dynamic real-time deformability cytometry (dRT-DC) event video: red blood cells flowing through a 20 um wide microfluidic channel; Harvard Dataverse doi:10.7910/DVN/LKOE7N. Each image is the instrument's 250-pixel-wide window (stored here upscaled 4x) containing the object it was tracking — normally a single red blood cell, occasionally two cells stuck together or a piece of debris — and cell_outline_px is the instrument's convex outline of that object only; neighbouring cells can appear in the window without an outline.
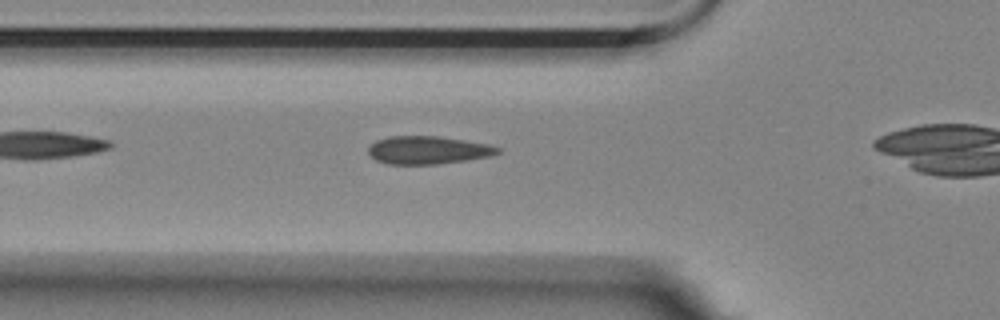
{"species": "Egyptian fruit bat (a non-hibernating species)", "species_latin": "Rousettus aegyptiacus", "temperature_condition": "room temperature", "stored_images_in_passage": 29, "camera_frame_rate_fps": 3000, "um_per_image_px": 0.085, "animal": {"sex": "female"}, "frame": {"image": 1, "passage_image": 3, "time_ms": 0.667, "image_size_px": [1000, 320], "cell_outline_px": [[500, 152], [492, 156], [468, 160], [436, 164], [388, 164], [376, 160], [368, 152], [368, 148], [376, 140], [388, 136], [440, 136], [488, 144], [500, 148]], "centroid_in_image_um": [36.39, 12.75], "position_along_channel_um": 89.4, "area_um2": 21.1}}
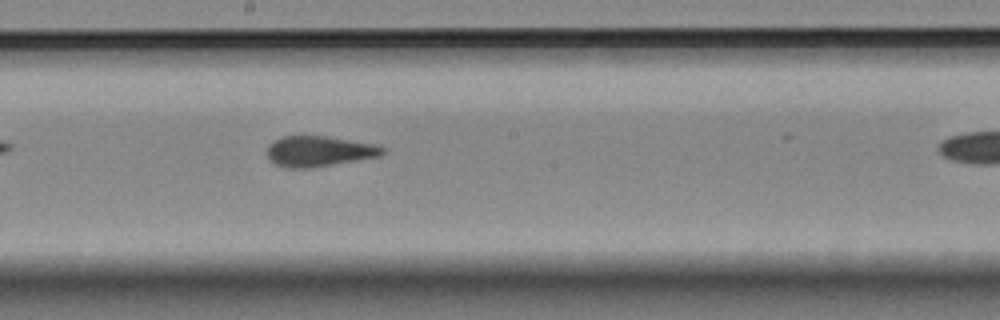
{"frame": {"image": 2, "passage_image": 14, "time_ms": 4.333, "image_size_px": [1000, 320], "cell_outline_px": [[388, 152], [380, 156], [312, 168], [288, 168], [276, 164], [268, 156], [268, 144], [272, 140], [284, 136], [328, 136], [372, 144], [384, 148]], "centroid_in_image_um": [27.12, 12.85], "position_along_channel_um": 221.1, "area_um2": 20.46}}
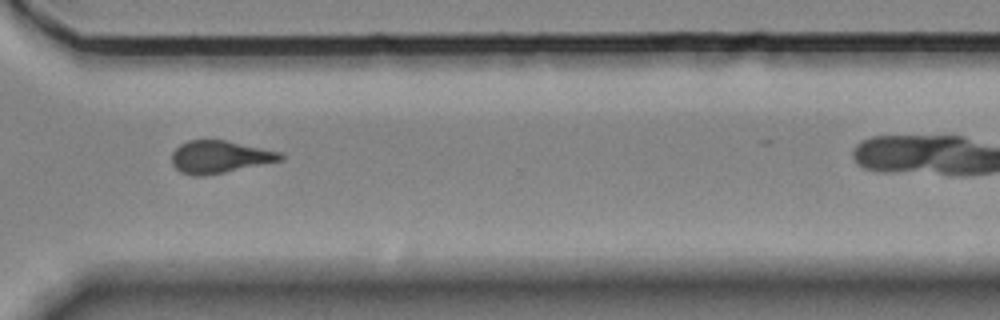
{"frame": {"image": 3, "passage_image": 25, "time_ms": 8.0, "image_size_px": [1000, 320], "cell_outline_px": [[284, 160], [204, 176], [192, 176], [180, 172], [172, 164], [172, 152], [180, 144], [188, 140], [224, 140], [280, 152], [284, 156]], "centroid_in_image_um": [18.65, 13.34], "position_along_channel_um": 352.0, "area_um2": 20.46}}